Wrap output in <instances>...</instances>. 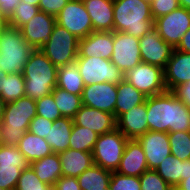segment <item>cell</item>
<instances>
[{"label":"cell","mask_w":190,"mask_h":190,"mask_svg":"<svg viewBox=\"0 0 190 190\" xmlns=\"http://www.w3.org/2000/svg\"><path fill=\"white\" fill-rule=\"evenodd\" d=\"M149 131H190V109L172 91L146 98Z\"/></svg>","instance_id":"6da1fadb"},{"label":"cell","mask_w":190,"mask_h":190,"mask_svg":"<svg viewBox=\"0 0 190 190\" xmlns=\"http://www.w3.org/2000/svg\"><path fill=\"white\" fill-rule=\"evenodd\" d=\"M113 31L140 39L154 27L148 0H113Z\"/></svg>","instance_id":"7a4b0ae2"},{"label":"cell","mask_w":190,"mask_h":190,"mask_svg":"<svg viewBox=\"0 0 190 190\" xmlns=\"http://www.w3.org/2000/svg\"><path fill=\"white\" fill-rule=\"evenodd\" d=\"M57 70L41 49H35L22 73L25 79V96L36 100L51 94L57 85Z\"/></svg>","instance_id":"3957f363"},{"label":"cell","mask_w":190,"mask_h":190,"mask_svg":"<svg viewBox=\"0 0 190 190\" xmlns=\"http://www.w3.org/2000/svg\"><path fill=\"white\" fill-rule=\"evenodd\" d=\"M35 116L36 101L30 97L24 96L16 101L5 103L3 121L0 122L2 145L17 146Z\"/></svg>","instance_id":"277c9868"},{"label":"cell","mask_w":190,"mask_h":190,"mask_svg":"<svg viewBox=\"0 0 190 190\" xmlns=\"http://www.w3.org/2000/svg\"><path fill=\"white\" fill-rule=\"evenodd\" d=\"M34 50L20 29L8 26L0 36V70L7 74L23 73L24 65Z\"/></svg>","instance_id":"5b68a950"},{"label":"cell","mask_w":190,"mask_h":190,"mask_svg":"<svg viewBox=\"0 0 190 190\" xmlns=\"http://www.w3.org/2000/svg\"><path fill=\"white\" fill-rule=\"evenodd\" d=\"M78 47L79 39L56 23L49 39L40 49L59 68L75 63L78 57Z\"/></svg>","instance_id":"8992f818"},{"label":"cell","mask_w":190,"mask_h":190,"mask_svg":"<svg viewBox=\"0 0 190 190\" xmlns=\"http://www.w3.org/2000/svg\"><path fill=\"white\" fill-rule=\"evenodd\" d=\"M127 141L125 135L117 128L99 135L92 151L94 164L112 172L116 171Z\"/></svg>","instance_id":"52a82bcc"},{"label":"cell","mask_w":190,"mask_h":190,"mask_svg":"<svg viewBox=\"0 0 190 190\" xmlns=\"http://www.w3.org/2000/svg\"><path fill=\"white\" fill-rule=\"evenodd\" d=\"M75 63L84 86L104 82L118 84L124 79L122 71L111 60L102 57H77Z\"/></svg>","instance_id":"ba28073f"},{"label":"cell","mask_w":190,"mask_h":190,"mask_svg":"<svg viewBox=\"0 0 190 190\" xmlns=\"http://www.w3.org/2000/svg\"><path fill=\"white\" fill-rule=\"evenodd\" d=\"M124 80L132 84L138 91L154 96L166 91L164 69L141 62L124 74Z\"/></svg>","instance_id":"9c48e42d"},{"label":"cell","mask_w":190,"mask_h":190,"mask_svg":"<svg viewBox=\"0 0 190 190\" xmlns=\"http://www.w3.org/2000/svg\"><path fill=\"white\" fill-rule=\"evenodd\" d=\"M30 163L17 146L0 147V188L15 190L18 178Z\"/></svg>","instance_id":"30bf717a"},{"label":"cell","mask_w":190,"mask_h":190,"mask_svg":"<svg viewBox=\"0 0 190 190\" xmlns=\"http://www.w3.org/2000/svg\"><path fill=\"white\" fill-rule=\"evenodd\" d=\"M56 23L66 28L78 39L85 38L93 32L91 17L82 0H69L56 16Z\"/></svg>","instance_id":"8fae6325"},{"label":"cell","mask_w":190,"mask_h":190,"mask_svg":"<svg viewBox=\"0 0 190 190\" xmlns=\"http://www.w3.org/2000/svg\"><path fill=\"white\" fill-rule=\"evenodd\" d=\"M158 35L173 48H176L185 32L190 28V11L178 7L167 15L154 20Z\"/></svg>","instance_id":"7c38bea8"},{"label":"cell","mask_w":190,"mask_h":190,"mask_svg":"<svg viewBox=\"0 0 190 190\" xmlns=\"http://www.w3.org/2000/svg\"><path fill=\"white\" fill-rule=\"evenodd\" d=\"M111 62L123 74L142 62L139 39L124 32L113 31V54Z\"/></svg>","instance_id":"4fadbf2b"},{"label":"cell","mask_w":190,"mask_h":190,"mask_svg":"<svg viewBox=\"0 0 190 190\" xmlns=\"http://www.w3.org/2000/svg\"><path fill=\"white\" fill-rule=\"evenodd\" d=\"M139 47L142 62L163 69L175 49L158 35L155 27L139 39Z\"/></svg>","instance_id":"5bb4252c"},{"label":"cell","mask_w":190,"mask_h":190,"mask_svg":"<svg viewBox=\"0 0 190 190\" xmlns=\"http://www.w3.org/2000/svg\"><path fill=\"white\" fill-rule=\"evenodd\" d=\"M117 97V84L104 82L84 86L81 95L82 105L114 115Z\"/></svg>","instance_id":"9a60e30c"},{"label":"cell","mask_w":190,"mask_h":190,"mask_svg":"<svg viewBox=\"0 0 190 190\" xmlns=\"http://www.w3.org/2000/svg\"><path fill=\"white\" fill-rule=\"evenodd\" d=\"M137 140L142 145L149 170H155L171 154L168 133L147 131Z\"/></svg>","instance_id":"2e32d148"},{"label":"cell","mask_w":190,"mask_h":190,"mask_svg":"<svg viewBox=\"0 0 190 190\" xmlns=\"http://www.w3.org/2000/svg\"><path fill=\"white\" fill-rule=\"evenodd\" d=\"M55 24L56 17L38 11L20 30L29 45L34 49H40L49 39Z\"/></svg>","instance_id":"e0dca14e"},{"label":"cell","mask_w":190,"mask_h":190,"mask_svg":"<svg viewBox=\"0 0 190 190\" xmlns=\"http://www.w3.org/2000/svg\"><path fill=\"white\" fill-rule=\"evenodd\" d=\"M73 123L89 128L99 135L111 132L116 128V119L113 114L84 105L76 112Z\"/></svg>","instance_id":"ac0fdd59"},{"label":"cell","mask_w":190,"mask_h":190,"mask_svg":"<svg viewBox=\"0 0 190 190\" xmlns=\"http://www.w3.org/2000/svg\"><path fill=\"white\" fill-rule=\"evenodd\" d=\"M113 54V31H93L79 39L78 57H102L111 60Z\"/></svg>","instance_id":"d6986e66"},{"label":"cell","mask_w":190,"mask_h":190,"mask_svg":"<svg viewBox=\"0 0 190 190\" xmlns=\"http://www.w3.org/2000/svg\"><path fill=\"white\" fill-rule=\"evenodd\" d=\"M164 81L167 91L190 81V53L173 50L164 69Z\"/></svg>","instance_id":"ffe728a7"},{"label":"cell","mask_w":190,"mask_h":190,"mask_svg":"<svg viewBox=\"0 0 190 190\" xmlns=\"http://www.w3.org/2000/svg\"><path fill=\"white\" fill-rule=\"evenodd\" d=\"M147 170L149 168L142 145L137 139H128L116 172L127 176L140 177Z\"/></svg>","instance_id":"44dd1931"},{"label":"cell","mask_w":190,"mask_h":190,"mask_svg":"<svg viewBox=\"0 0 190 190\" xmlns=\"http://www.w3.org/2000/svg\"><path fill=\"white\" fill-rule=\"evenodd\" d=\"M146 113L145 100L144 103L121 114L116 119V128L121 131L127 139H138L142 134L149 131Z\"/></svg>","instance_id":"7402d4cb"},{"label":"cell","mask_w":190,"mask_h":190,"mask_svg":"<svg viewBox=\"0 0 190 190\" xmlns=\"http://www.w3.org/2000/svg\"><path fill=\"white\" fill-rule=\"evenodd\" d=\"M89 16L93 31H113V0H82Z\"/></svg>","instance_id":"603a6c76"},{"label":"cell","mask_w":190,"mask_h":190,"mask_svg":"<svg viewBox=\"0 0 190 190\" xmlns=\"http://www.w3.org/2000/svg\"><path fill=\"white\" fill-rule=\"evenodd\" d=\"M58 155L62 167V176L77 178L94 164L92 152H82L69 148L58 153Z\"/></svg>","instance_id":"cb8c5ba5"},{"label":"cell","mask_w":190,"mask_h":190,"mask_svg":"<svg viewBox=\"0 0 190 190\" xmlns=\"http://www.w3.org/2000/svg\"><path fill=\"white\" fill-rule=\"evenodd\" d=\"M155 171L175 190L182 180L190 176V159L181 161L170 154Z\"/></svg>","instance_id":"d4e9b609"},{"label":"cell","mask_w":190,"mask_h":190,"mask_svg":"<svg viewBox=\"0 0 190 190\" xmlns=\"http://www.w3.org/2000/svg\"><path fill=\"white\" fill-rule=\"evenodd\" d=\"M147 96L138 91L132 84L122 80L117 84V97L114 116L117 119L121 114L129 111L135 106L145 102Z\"/></svg>","instance_id":"484cf974"},{"label":"cell","mask_w":190,"mask_h":190,"mask_svg":"<svg viewBox=\"0 0 190 190\" xmlns=\"http://www.w3.org/2000/svg\"><path fill=\"white\" fill-rule=\"evenodd\" d=\"M72 127L73 119L68 117H61L53 121L52 127L45 138L53 153H60L69 149Z\"/></svg>","instance_id":"4316f807"},{"label":"cell","mask_w":190,"mask_h":190,"mask_svg":"<svg viewBox=\"0 0 190 190\" xmlns=\"http://www.w3.org/2000/svg\"><path fill=\"white\" fill-rule=\"evenodd\" d=\"M17 147L30 164L53 153L45 138L34 135L29 131H26L20 138Z\"/></svg>","instance_id":"83f0119b"},{"label":"cell","mask_w":190,"mask_h":190,"mask_svg":"<svg viewBox=\"0 0 190 190\" xmlns=\"http://www.w3.org/2000/svg\"><path fill=\"white\" fill-rule=\"evenodd\" d=\"M36 176L44 183L54 186L62 176V167L58 153H52L30 164Z\"/></svg>","instance_id":"f1b7e54d"},{"label":"cell","mask_w":190,"mask_h":190,"mask_svg":"<svg viewBox=\"0 0 190 190\" xmlns=\"http://www.w3.org/2000/svg\"><path fill=\"white\" fill-rule=\"evenodd\" d=\"M112 171L93 164L78 177V183L81 190H102L109 187Z\"/></svg>","instance_id":"f546056e"},{"label":"cell","mask_w":190,"mask_h":190,"mask_svg":"<svg viewBox=\"0 0 190 190\" xmlns=\"http://www.w3.org/2000/svg\"><path fill=\"white\" fill-rule=\"evenodd\" d=\"M56 86L72 94L82 95L84 83L76 63L58 68Z\"/></svg>","instance_id":"4dcf8cb0"},{"label":"cell","mask_w":190,"mask_h":190,"mask_svg":"<svg viewBox=\"0 0 190 190\" xmlns=\"http://www.w3.org/2000/svg\"><path fill=\"white\" fill-rule=\"evenodd\" d=\"M51 94L62 117L73 119L82 106L81 95L72 94L57 86L52 90Z\"/></svg>","instance_id":"1f68e13d"},{"label":"cell","mask_w":190,"mask_h":190,"mask_svg":"<svg viewBox=\"0 0 190 190\" xmlns=\"http://www.w3.org/2000/svg\"><path fill=\"white\" fill-rule=\"evenodd\" d=\"M99 134L89 128L75 125L73 123L69 148L82 152H92Z\"/></svg>","instance_id":"d6a6232c"},{"label":"cell","mask_w":190,"mask_h":190,"mask_svg":"<svg viewBox=\"0 0 190 190\" xmlns=\"http://www.w3.org/2000/svg\"><path fill=\"white\" fill-rule=\"evenodd\" d=\"M25 79L22 73H10L4 76L0 97L5 103L13 102L25 96Z\"/></svg>","instance_id":"836d02e7"},{"label":"cell","mask_w":190,"mask_h":190,"mask_svg":"<svg viewBox=\"0 0 190 190\" xmlns=\"http://www.w3.org/2000/svg\"><path fill=\"white\" fill-rule=\"evenodd\" d=\"M171 154L179 160L190 159V131L168 132Z\"/></svg>","instance_id":"e575fe53"},{"label":"cell","mask_w":190,"mask_h":190,"mask_svg":"<svg viewBox=\"0 0 190 190\" xmlns=\"http://www.w3.org/2000/svg\"><path fill=\"white\" fill-rule=\"evenodd\" d=\"M39 11V7L21 2L17 4L15 10L9 16V26L20 29L24 24L31 20Z\"/></svg>","instance_id":"d590c367"},{"label":"cell","mask_w":190,"mask_h":190,"mask_svg":"<svg viewBox=\"0 0 190 190\" xmlns=\"http://www.w3.org/2000/svg\"><path fill=\"white\" fill-rule=\"evenodd\" d=\"M15 190H53V186L42 182L36 176L32 167L29 166L22 171L21 176L18 178Z\"/></svg>","instance_id":"8d00e7d4"},{"label":"cell","mask_w":190,"mask_h":190,"mask_svg":"<svg viewBox=\"0 0 190 190\" xmlns=\"http://www.w3.org/2000/svg\"><path fill=\"white\" fill-rule=\"evenodd\" d=\"M36 115L55 121L62 117L52 94L36 99Z\"/></svg>","instance_id":"74e56055"},{"label":"cell","mask_w":190,"mask_h":190,"mask_svg":"<svg viewBox=\"0 0 190 190\" xmlns=\"http://www.w3.org/2000/svg\"><path fill=\"white\" fill-rule=\"evenodd\" d=\"M141 190H174L155 170H147L140 177Z\"/></svg>","instance_id":"f35d334b"},{"label":"cell","mask_w":190,"mask_h":190,"mask_svg":"<svg viewBox=\"0 0 190 190\" xmlns=\"http://www.w3.org/2000/svg\"><path fill=\"white\" fill-rule=\"evenodd\" d=\"M110 190H141L139 177L127 176L113 171L109 183Z\"/></svg>","instance_id":"ab89813d"},{"label":"cell","mask_w":190,"mask_h":190,"mask_svg":"<svg viewBox=\"0 0 190 190\" xmlns=\"http://www.w3.org/2000/svg\"><path fill=\"white\" fill-rule=\"evenodd\" d=\"M180 7L178 0H151L150 11L153 20L167 15Z\"/></svg>","instance_id":"60d3db41"},{"label":"cell","mask_w":190,"mask_h":190,"mask_svg":"<svg viewBox=\"0 0 190 190\" xmlns=\"http://www.w3.org/2000/svg\"><path fill=\"white\" fill-rule=\"evenodd\" d=\"M53 124L52 120L46 119L45 117L36 115L30 122L28 131L42 138H46L49 129Z\"/></svg>","instance_id":"b9f144b4"},{"label":"cell","mask_w":190,"mask_h":190,"mask_svg":"<svg viewBox=\"0 0 190 190\" xmlns=\"http://www.w3.org/2000/svg\"><path fill=\"white\" fill-rule=\"evenodd\" d=\"M68 2L69 0H40L38 7L39 11L56 17Z\"/></svg>","instance_id":"7bdbcfd3"},{"label":"cell","mask_w":190,"mask_h":190,"mask_svg":"<svg viewBox=\"0 0 190 190\" xmlns=\"http://www.w3.org/2000/svg\"><path fill=\"white\" fill-rule=\"evenodd\" d=\"M53 190H81L77 178L61 176L53 186Z\"/></svg>","instance_id":"ee69618b"},{"label":"cell","mask_w":190,"mask_h":190,"mask_svg":"<svg viewBox=\"0 0 190 190\" xmlns=\"http://www.w3.org/2000/svg\"><path fill=\"white\" fill-rule=\"evenodd\" d=\"M172 92L190 109V81L176 87Z\"/></svg>","instance_id":"f6af8a7d"},{"label":"cell","mask_w":190,"mask_h":190,"mask_svg":"<svg viewBox=\"0 0 190 190\" xmlns=\"http://www.w3.org/2000/svg\"><path fill=\"white\" fill-rule=\"evenodd\" d=\"M18 3L19 0H0V12L9 18Z\"/></svg>","instance_id":"bcb514c9"},{"label":"cell","mask_w":190,"mask_h":190,"mask_svg":"<svg viewBox=\"0 0 190 190\" xmlns=\"http://www.w3.org/2000/svg\"><path fill=\"white\" fill-rule=\"evenodd\" d=\"M175 49L181 52L190 53V28L185 32Z\"/></svg>","instance_id":"7dc6e473"},{"label":"cell","mask_w":190,"mask_h":190,"mask_svg":"<svg viewBox=\"0 0 190 190\" xmlns=\"http://www.w3.org/2000/svg\"><path fill=\"white\" fill-rule=\"evenodd\" d=\"M9 26V18L0 12V36Z\"/></svg>","instance_id":"c3c4849f"},{"label":"cell","mask_w":190,"mask_h":190,"mask_svg":"<svg viewBox=\"0 0 190 190\" xmlns=\"http://www.w3.org/2000/svg\"><path fill=\"white\" fill-rule=\"evenodd\" d=\"M175 190H190V176L182 180Z\"/></svg>","instance_id":"681fc988"},{"label":"cell","mask_w":190,"mask_h":190,"mask_svg":"<svg viewBox=\"0 0 190 190\" xmlns=\"http://www.w3.org/2000/svg\"><path fill=\"white\" fill-rule=\"evenodd\" d=\"M180 7H183L190 11V0H178Z\"/></svg>","instance_id":"f907efd6"},{"label":"cell","mask_w":190,"mask_h":190,"mask_svg":"<svg viewBox=\"0 0 190 190\" xmlns=\"http://www.w3.org/2000/svg\"><path fill=\"white\" fill-rule=\"evenodd\" d=\"M4 107H5V102L0 97V122L3 121Z\"/></svg>","instance_id":"816d5d0a"},{"label":"cell","mask_w":190,"mask_h":190,"mask_svg":"<svg viewBox=\"0 0 190 190\" xmlns=\"http://www.w3.org/2000/svg\"><path fill=\"white\" fill-rule=\"evenodd\" d=\"M6 75H7V73L0 70V94H1V91L3 90L4 76H6Z\"/></svg>","instance_id":"f5cc1de1"},{"label":"cell","mask_w":190,"mask_h":190,"mask_svg":"<svg viewBox=\"0 0 190 190\" xmlns=\"http://www.w3.org/2000/svg\"><path fill=\"white\" fill-rule=\"evenodd\" d=\"M19 1L28 2V4H32V5H35V6H38L39 2H40V0H19Z\"/></svg>","instance_id":"db71d44e"},{"label":"cell","mask_w":190,"mask_h":190,"mask_svg":"<svg viewBox=\"0 0 190 190\" xmlns=\"http://www.w3.org/2000/svg\"><path fill=\"white\" fill-rule=\"evenodd\" d=\"M102 190H110V187H106V188H104V189H102Z\"/></svg>","instance_id":"11a10c76"}]
</instances>
